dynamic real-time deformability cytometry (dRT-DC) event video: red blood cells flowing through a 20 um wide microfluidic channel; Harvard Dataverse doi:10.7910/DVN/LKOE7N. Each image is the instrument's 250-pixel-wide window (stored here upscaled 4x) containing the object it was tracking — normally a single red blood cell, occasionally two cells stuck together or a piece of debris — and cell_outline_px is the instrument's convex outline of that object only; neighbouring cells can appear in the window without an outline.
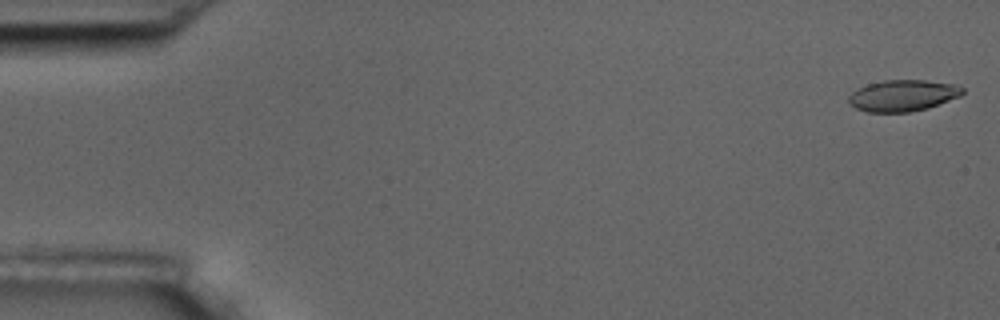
{"species": "common noctule bat (a hibernating species)", "species_latin": "Nyctalus noctula", "temperature_condition": "room temperature", "stored_images_in_passage": 5, "camera_frame_rate_fps": 3000, "um_per_image_px": 0.085, "animal": {"sex": "male", "body_mass_g": 17.5, "forearm_length_mm": 52.3}, "frame": {"image": 1, "passage_image": 1, "time_ms": 0.0, "image_size_px": [1000, 320], "cell_outline_px": [[964, 92], [960, 96], [928, 108], [908, 112], [868, 112], [856, 108], [848, 100], [848, 96], [856, 88], [868, 84], [884, 80], [924, 80], [956, 84], [964, 88]], "centroid_in_image_um": [76.75, 8.11], "position_along_channel_um": 8.3, "area_um2": 20.81}}
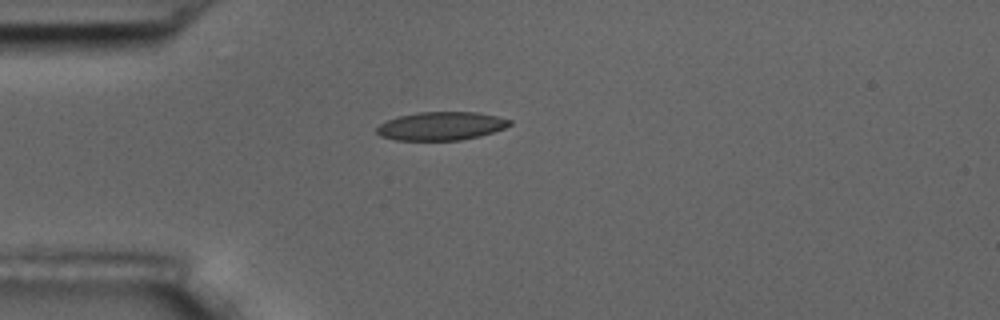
{"frame": {"image": 2, "passage_image": 5, "time_ms": 4.667, "image_size_px": [1000, 320], "cell_outline_px": [[512, 124], [504, 128], [480, 136], [460, 140], [396, 140], [380, 136], [376, 132], [376, 128], [380, 124], [388, 120], [400, 116], [420, 112], [476, 112], [496, 116], [512, 120]], "centroid_in_image_um": [37.5, 10.71], "position_along_channel_um": 47.5, "area_um2": 21.85}}